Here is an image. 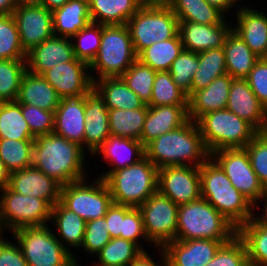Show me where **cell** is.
I'll return each mask as SVG.
<instances>
[{
  "label": "cell",
  "mask_w": 267,
  "mask_h": 266,
  "mask_svg": "<svg viewBox=\"0 0 267 266\" xmlns=\"http://www.w3.org/2000/svg\"><path fill=\"white\" fill-rule=\"evenodd\" d=\"M143 250L123 238H112L95 256L99 266H128Z\"/></svg>",
  "instance_id": "obj_40"
},
{
  "label": "cell",
  "mask_w": 267,
  "mask_h": 266,
  "mask_svg": "<svg viewBox=\"0 0 267 266\" xmlns=\"http://www.w3.org/2000/svg\"><path fill=\"white\" fill-rule=\"evenodd\" d=\"M147 110L148 108L110 109L108 112L110 135L141 141Z\"/></svg>",
  "instance_id": "obj_39"
},
{
  "label": "cell",
  "mask_w": 267,
  "mask_h": 266,
  "mask_svg": "<svg viewBox=\"0 0 267 266\" xmlns=\"http://www.w3.org/2000/svg\"><path fill=\"white\" fill-rule=\"evenodd\" d=\"M109 110L106 108L103 98L92 88L85 95V131L84 150L90 158L94 152L110 136L108 119Z\"/></svg>",
  "instance_id": "obj_23"
},
{
  "label": "cell",
  "mask_w": 267,
  "mask_h": 266,
  "mask_svg": "<svg viewBox=\"0 0 267 266\" xmlns=\"http://www.w3.org/2000/svg\"><path fill=\"white\" fill-rule=\"evenodd\" d=\"M22 115L28 123L30 132L35 137L54 132L55 111H48L37 106L22 104Z\"/></svg>",
  "instance_id": "obj_51"
},
{
  "label": "cell",
  "mask_w": 267,
  "mask_h": 266,
  "mask_svg": "<svg viewBox=\"0 0 267 266\" xmlns=\"http://www.w3.org/2000/svg\"><path fill=\"white\" fill-rule=\"evenodd\" d=\"M0 192L2 233H11L22 227L45 226L51 222L52 206L47 201L19 194L8 186Z\"/></svg>",
  "instance_id": "obj_9"
},
{
  "label": "cell",
  "mask_w": 267,
  "mask_h": 266,
  "mask_svg": "<svg viewBox=\"0 0 267 266\" xmlns=\"http://www.w3.org/2000/svg\"><path fill=\"white\" fill-rule=\"evenodd\" d=\"M111 239L105 217L87 221L80 249L95 256Z\"/></svg>",
  "instance_id": "obj_49"
},
{
  "label": "cell",
  "mask_w": 267,
  "mask_h": 266,
  "mask_svg": "<svg viewBox=\"0 0 267 266\" xmlns=\"http://www.w3.org/2000/svg\"><path fill=\"white\" fill-rule=\"evenodd\" d=\"M131 206L119 205L112 203L104 216L107 222V227L111 238L120 237L122 220L124 215L131 209Z\"/></svg>",
  "instance_id": "obj_55"
},
{
  "label": "cell",
  "mask_w": 267,
  "mask_h": 266,
  "mask_svg": "<svg viewBox=\"0 0 267 266\" xmlns=\"http://www.w3.org/2000/svg\"><path fill=\"white\" fill-rule=\"evenodd\" d=\"M261 211H263L267 215V206L263 208Z\"/></svg>",
  "instance_id": "obj_66"
},
{
  "label": "cell",
  "mask_w": 267,
  "mask_h": 266,
  "mask_svg": "<svg viewBox=\"0 0 267 266\" xmlns=\"http://www.w3.org/2000/svg\"><path fill=\"white\" fill-rule=\"evenodd\" d=\"M197 124L210 154L221 149L245 148L258 133L250 123L228 109L209 112Z\"/></svg>",
  "instance_id": "obj_7"
},
{
  "label": "cell",
  "mask_w": 267,
  "mask_h": 266,
  "mask_svg": "<svg viewBox=\"0 0 267 266\" xmlns=\"http://www.w3.org/2000/svg\"><path fill=\"white\" fill-rule=\"evenodd\" d=\"M49 226L22 227L10 235L19 244L28 266H72L73 254Z\"/></svg>",
  "instance_id": "obj_8"
},
{
  "label": "cell",
  "mask_w": 267,
  "mask_h": 266,
  "mask_svg": "<svg viewBox=\"0 0 267 266\" xmlns=\"http://www.w3.org/2000/svg\"><path fill=\"white\" fill-rule=\"evenodd\" d=\"M198 66V53L183 50L170 67L169 73L174 83L187 95V98L191 96V82Z\"/></svg>",
  "instance_id": "obj_47"
},
{
  "label": "cell",
  "mask_w": 267,
  "mask_h": 266,
  "mask_svg": "<svg viewBox=\"0 0 267 266\" xmlns=\"http://www.w3.org/2000/svg\"><path fill=\"white\" fill-rule=\"evenodd\" d=\"M244 4L234 13L233 30L257 56L267 57V13Z\"/></svg>",
  "instance_id": "obj_17"
},
{
  "label": "cell",
  "mask_w": 267,
  "mask_h": 266,
  "mask_svg": "<svg viewBox=\"0 0 267 266\" xmlns=\"http://www.w3.org/2000/svg\"><path fill=\"white\" fill-rule=\"evenodd\" d=\"M93 88L103 98L108 110L148 108V105L126 85L121 77L97 79L93 81Z\"/></svg>",
  "instance_id": "obj_30"
},
{
  "label": "cell",
  "mask_w": 267,
  "mask_h": 266,
  "mask_svg": "<svg viewBox=\"0 0 267 266\" xmlns=\"http://www.w3.org/2000/svg\"><path fill=\"white\" fill-rule=\"evenodd\" d=\"M227 20L226 18L221 24L215 25L179 21V35L184 50L199 53L223 47L228 34L233 29V23Z\"/></svg>",
  "instance_id": "obj_19"
},
{
  "label": "cell",
  "mask_w": 267,
  "mask_h": 266,
  "mask_svg": "<svg viewBox=\"0 0 267 266\" xmlns=\"http://www.w3.org/2000/svg\"><path fill=\"white\" fill-rule=\"evenodd\" d=\"M172 2L173 0H137L140 8H167Z\"/></svg>",
  "instance_id": "obj_58"
},
{
  "label": "cell",
  "mask_w": 267,
  "mask_h": 266,
  "mask_svg": "<svg viewBox=\"0 0 267 266\" xmlns=\"http://www.w3.org/2000/svg\"><path fill=\"white\" fill-rule=\"evenodd\" d=\"M145 156L159 169L169 166L200 167L209 157L197 122L160 135L145 147Z\"/></svg>",
  "instance_id": "obj_2"
},
{
  "label": "cell",
  "mask_w": 267,
  "mask_h": 266,
  "mask_svg": "<svg viewBox=\"0 0 267 266\" xmlns=\"http://www.w3.org/2000/svg\"><path fill=\"white\" fill-rule=\"evenodd\" d=\"M42 77L62 99L66 96L87 94L93 88L89 64L76 57L46 70Z\"/></svg>",
  "instance_id": "obj_16"
},
{
  "label": "cell",
  "mask_w": 267,
  "mask_h": 266,
  "mask_svg": "<svg viewBox=\"0 0 267 266\" xmlns=\"http://www.w3.org/2000/svg\"><path fill=\"white\" fill-rule=\"evenodd\" d=\"M233 77L225 74L188 98V118L197 122L203 115L226 109Z\"/></svg>",
  "instance_id": "obj_27"
},
{
  "label": "cell",
  "mask_w": 267,
  "mask_h": 266,
  "mask_svg": "<svg viewBox=\"0 0 267 266\" xmlns=\"http://www.w3.org/2000/svg\"><path fill=\"white\" fill-rule=\"evenodd\" d=\"M74 58L71 38L53 35L27 52L26 68L30 73L42 75L57 64L70 62Z\"/></svg>",
  "instance_id": "obj_22"
},
{
  "label": "cell",
  "mask_w": 267,
  "mask_h": 266,
  "mask_svg": "<svg viewBox=\"0 0 267 266\" xmlns=\"http://www.w3.org/2000/svg\"><path fill=\"white\" fill-rule=\"evenodd\" d=\"M223 50L227 74L233 78L245 79L260 58L233 29L226 38Z\"/></svg>",
  "instance_id": "obj_33"
},
{
  "label": "cell",
  "mask_w": 267,
  "mask_h": 266,
  "mask_svg": "<svg viewBox=\"0 0 267 266\" xmlns=\"http://www.w3.org/2000/svg\"><path fill=\"white\" fill-rule=\"evenodd\" d=\"M226 109L246 120L258 132L264 130L267 110L251 90L246 79H233Z\"/></svg>",
  "instance_id": "obj_25"
},
{
  "label": "cell",
  "mask_w": 267,
  "mask_h": 266,
  "mask_svg": "<svg viewBox=\"0 0 267 266\" xmlns=\"http://www.w3.org/2000/svg\"><path fill=\"white\" fill-rule=\"evenodd\" d=\"M234 6L236 5V7L238 6V3H242L243 0H229ZM241 1V2H240Z\"/></svg>",
  "instance_id": "obj_64"
},
{
  "label": "cell",
  "mask_w": 267,
  "mask_h": 266,
  "mask_svg": "<svg viewBox=\"0 0 267 266\" xmlns=\"http://www.w3.org/2000/svg\"><path fill=\"white\" fill-rule=\"evenodd\" d=\"M56 238L73 255L83 243L86 221L67 209L60 201L52 207L51 222ZM57 232V233H56ZM70 247V248H69Z\"/></svg>",
  "instance_id": "obj_28"
},
{
  "label": "cell",
  "mask_w": 267,
  "mask_h": 266,
  "mask_svg": "<svg viewBox=\"0 0 267 266\" xmlns=\"http://www.w3.org/2000/svg\"><path fill=\"white\" fill-rule=\"evenodd\" d=\"M15 8V0H0V15H12Z\"/></svg>",
  "instance_id": "obj_59"
},
{
  "label": "cell",
  "mask_w": 267,
  "mask_h": 266,
  "mask_svg": "<svg viewBox=\"0 0 267 266\" xmlns=\"http://www.w3.org/2000/svg\"><path fill=\"white\" fill-rule=\"evenodd\" d=\"M104 181L113 203L139 207L157 191L158 168L144 156L135 164L110 173Z\"/></svg>",
  "instance_id": "obj_5"
},
{
  "label": "cell",
  "mask_w": 267,
  "mask_h": 266,
  "mask_svg": "<svg viewBox=\"0 0 267 266\" xmlns=\"http://www.w3.org/2000/svg\"><path fill=\"white\" fill-rule=\"evenodd\" d=\"M238 229L206 199L179 205L176 240L231 241Z\"/></svg>",
  "instance_id": "obj_4"
},
{
  "label": "cell",
  "mask_w": 267,
  "mask_h": 266,
  "mask_svg": "<svg viewBox=\"0 0 267 266\" xmlns=\"http://www.w3.org/2000/svg\"><path fill=\"white\" fill-rule=\"evenodd\" d=\"M183 50L178 33L174 38L151 44L137 55V59L155 71H169L172 62Z\"/></svg>",
  "instance_id": "obj_37"
},
{
  "label": "cell",
  "mask_w": 267,
  "mask_h": 266,
  "mask_svg": "<svg viewBox=\"0 0 267 266\" xmlns=\"http://www.w3.org/2000/svg\"><path fill=\"white\" fill-rule=\"evenodd\" d=\"M155 251L161 260L155 261L147 250L142 251L128 266H168L167 257L163 247H156ZM161 261V262H160ZM158 262V263H157Z\"/></svg>",
  "instance_id": "obj_56"
},
{
  "label": "cell",
  "mask_w": 267,
  "mask_h": 266,
  "mask_svg": "<svg viewBox=\"0 0 267 266\" xmlns=\"http://www.w3.org/2000/svg\"><path fill=\"white\" fill-rule=\"evenodd\" d=\"M262 133L267 135V117H266L265 127H264V130L262 131Z\"/></svg>",
  "instance_id": "obj_65"
},
{
  "label": "cell",
  "mask_w": 267,
  "mask_h": 266,
  "mask_svg": "<svg viewBox=\"0 0 267 266\" xmlns=\"http://www.w3.org/2000/svg\"><path fill=\"white\" fill-rule=\"evenodd\" d=\"M10 172L7 170L4 162L0 158V190L8 186Z\"/></svg>",
  "instance_id": "obj_60"
},
{
  "label": "cell",
  "mask_w": 267,
  "mask_h": 266,
  "mask_svg": "<svg viewBox=\"0 0 267 266\" xmlns=\"http://www.w3.org/2000/svg\"><path fill=\"white\" fill-rule=\"evenodd\" d=\"M206 266H250L244 241L236 235L219 248Z\"/></svg>",
  "instance_id": "obj_48"
},
{
  "label": "cell",
  "mask_w": 267,
  "mask_h": 266,
  "mask_svg": "<svg viewBox=\"0 0 267 266\" xmlns=\"http://www.w3.org/2000/svg\"><path fill=\"white\" fill-rule=\"evenodd\" d=\"M8 187L19 194L43 199L53 207L60 201L62 186L32 165L10 173Z\"/></svg>",
  "instance_id": "obj_18"
},
{
  "label": "cell",
  "mask_w": 267,
  "mask_h": 266,
  "mask_svg": "<svg viewBox=\"0 0 267 266\" xmlns=\"http://www.w3.org/2000/svg\"><path fill=\"white\" fill-rule=\"evenodd\" d=\"M199 66L191 82V95L206 88L214 79L227 74L223 47L198 53Z\"/></svg>",
  "instance_id": "obj_36"
},
{
  "label": "cell",
  "mask_w": 267,
  "mask_h": 266,
  "mask_svg": "<svg viewBox=\"0 0 267 266\" xmlns=\"http://www.w3.org/2000/svg\"><path fill=\"white\" fill-rule=\"evenodd\" d=\"M178 208L158 190L139 206L146 237L154 249L176 240Z\"/></svg>",
  "instance_id": "obj_13"
},
{
  "label": "cell",
  "mask_w": 267,
  "mask_h": 266,
  "mask_svg": "<svg viewBox=\"0 0 267 266\" xmlns=\"http://www.w3.org/2000/svg\"><path fill=\"white\" fill-rule=\"evenodd\" d=\"M148 106L188 105L187 95L174 83L169 71H156Z\"/></svg>",
  "instance_id": "obj_42"
},
{
  "label": "cell",
  "mask_w": 267,
  "mask_h": 266,
  "mask_svg": "<svg viewBox=\"0 0 267 266\" xmlns=\"http://www.w3.org/2000/svg\"><path fill=\"white\" fill-rule=\"evenodd\" d=\"M26 60H0V102L16 101Z\"/></svg>",
  "instance_id": "obj_43"
},
{
  "label": "cell",
  "mask_w": 267,
  "mask_h": 266,
  "mask_svg": "<svg viewBox=\"0 0 267 266\" xmlns=\"http://www.w3.org/2000/svg\"><path fill=\"white\" fill-rule=\"evenodd\" d=\"M55 36L72 38L91 23L88 0H69L62 7L52 11Z\"/></svg>",
  "instance_id": "obj_31"
},
{
  "label": "cell",
  "mask_w": 267,
  "mask_h": 266,
  "mask_svg": "<svg viewBox=\"0 0 267 266\" xmlns=\"http://www.w3.org/2000/svg\"><path fill=\"white\" fill-rule=\"evenodd\" d=\"M86 152L54 133L39 135L34 140L32 165L64 186L89 176Z\"/></svg>",
  "instance_id": "obj_1"
},
{
  "label": "cell",
  "mask_w": 267,
  "mask_h": 266,
  "mask_svg": "<svg viewBox=\"0 0 267 266\" xmlns=\"http://www.w3.org/2000/svg\"><path fill=\"white\" fill-rule=\"evenodd\" d=\"M157 190L177 205L199 200V167L180 165L159 168Z\"/></svg>",
  "instance_id": "obj_14"
},
{
  "label": "cell",
  "mask_w": 267,
  "mask_h": 266,
  "mask_svg": "<svg viewBox=\"0 0 267 266\" xmlns=\"http://www.w3.org/2000/svg\"><path fill=\"white\" fill-rule=\"evenodd\" d=\"M170 8L179 21L215 25L226 19L220 10L206 0H173Z\"/></svg>",
  "instance_id": "obj_35"
},
{
  "label": "cell",
  "mask_w": 267,
  "mask_h": 266,
  "mask_svg": "<svg viewBox=\"0 0 267 266\" xmlns=\"http://www.w3.org/2000/svg\"><path fill=\"white\" fill-rule=\"evenodd\" d=\"M94 177L61 187L60 202L86 222L103 218L113 203L105 181L100 177Z\"/></svg>",
  "instance_id": "obj_11"
},
{
  "label": "cell",
  "mask_w": 267,
  "mask_h": 266,
  "mask_svg": "<svg viewBox=\"0 0 267 266\" xmlns=\"http://www.w3.org/2000/svg\"><path fill=\"white\" fill-rule=\"evenodd\" d=\"M13 15H0V60H26Z\"/></svg>",
  "instance_id": "obj_44"
},
{
  "label": "cell",
  "mask_w": 267,
  "mask_h": 266,
  "mask_svg": "<svg viewBox=\"0 0 267 266\" xmlns=\"http://www.w3.org/2000/svg\"><path fill=\"white\" fill-rule=\"evenodd\" d=\"M99 155H102L101 159L109 166V170L103 169L105 173L98 175L104 180L115 170L128 167L142 159L145 149L140 140L110 135L92 156L97 158Z\"/></svg>",
  "instance_id": "obj_24"
},
{
  "label": "cell",
  "mask_w": 267,
  "mask_h": 266,
  "mask_svg": "<svg viewBox=\"0 0 267 266\" xmlns=\"http://www.w3.org/2000/svg\"><path fill=\"white\" fill-rule=\"evenodd\" d=\"M210 157L221 167L232 185L257 210L267 206V190L255 174L245 148L217 150L212 152Z\"/></svg>",
  "instance_id": "obj_10"
},
{
  "label": "cell",
  "mask_w": 267,
  "mask_h": 266,
  "mask_svg": "<svg viewBox=\"0 0 267 266\" xmlns=\"http://www.w3.org/2000/svg\"><path fill=\"white\" fill-rule=\"evenodd\" d=\"M120 238L136 243L143 251L146 250L144 249V245L141 244L143 241H145L144 244L147 242L149 246L152 245L146 237L143 218L139 207H132L124 215L120 231Z\"/></svg>",
  "instance_id": "obj_52"
},
{
  "label": "cell",
  "mask_w": 267,
  "mask_h": 266,
  "mask_svg": "<svg viewBox=\"0 0 267 266\" xmlns=\"http://www.w3.org/2000/svg\"><path fill=\"white\" fill-rule=\"evenodd\" d=\"M199 172L201 198L206 199L237 229L257 214V208L232 185L211 157L199 167Z\"/></svg>",
  "instance_id": "obj_3"
},
{
  "label": "cell",
  "mask_w": 267,
  "mask_h": 266,
  "mask_svg": "<svg viewBox=\"0 0 267 266\" xmlns=\"http://www.w3.org/2000/svg\"><path fill=\"white\" fill-rule=\"evenodd\" d=\"M206 1L210 5H212L213 7L217 8L218 10H220L226 17L230 16L229 13L231 12V10H232L233 13H235V11L237 9L229 0H206ZM227 14L229 16H227Z\"/></svg>",
  "instance_id": "obj_57"
},
{
  "label": "cell",
  "mask_w": 267,
  "mask_h": 266,
  "mask_svg": "<svg viewBox=\"0 0 267 266\" xmlns=\"http://www.w3.org/2000/svg\"><path fill=\"white\" fill-rule=\"evenodd\" d=\"M69 0H41V5L46 7L49 11H53L62 7Z\"/></svg>",
  "instance_id": "obj_61"
},
{
  "label": "cell",
  "mask_w": 267,
  "mask_h": 266,
  "mask_svg": "<svg viewBox=\"0 0 267 266\" xmlns=\"http://www.w3.org/2000/svg\"><path fill=\"white\" fill-rule=\"evenodd\" d=\"M60 97L56 90L42 77L26 71L21 79L17 102L33 105L48 111H56Z\"/></svg>",
  "instance_id": "obj_29"
},
{
  "label": "cell",
  "mask_w": 267,
  "mask_h": 266,
  "mask_svg": "<svg viewBox=\"0 0 267 266\" xmlns=\"http://www.w3.org/2000/svg\"><path fill=\"white\" fill-rule=\"evenodd\" d=\"M245 149L255 174L267 190V136L258 132Z\"/></svg>",
  "instance_id": "obj_50"
},
{
  "label": "cell",
  "mask_w": 267,
  "mask_h": 266,
  "mask_svg": "<svg viewBox=\"0 0 267 266\" xmlns=\"http://www.w3.org/2000/svg\"><path fill=\"white\" fill-rule=\"evenodd\" d=\"M93 23L124 25L140 9L137 0H88Z\"/></svg>",
  "instance_id": "obj_34"
},
{
  "label": "cell",
  "mask_w": 267,
  "mask_h": 266,
  "mask_svg": "<svg viewBox=\"0 0 267 266\" xmlns=\"http://www.w3.org/2000/svg\"><path fill=\"white\" fill-rule=\"evenodd\" d=\"M245 79L260 103L267 110V57L259 58Z\"/></svg>",
  "instance_id": "obj_53"
},
{
  "label": "cell",
  "mask_w": 267,
  "mask_h": 266,
  "mask_svg": "<svg viewBox=\"0 0 267 266\" xmlns=\"http://www.w3.org/2000/svg\"><path fill=\"white\" fill-rule=\"evenodd\" d=\"M85 95L60 99L54 115V134L77 143L84 149Z\"/></svg>",
  "instance_id": "obj_20"
},
{
  "label": "cell",
  "mask_w": 267,
  "mask_h": 266,
  "mask_svg": "<svg viewBox=\"0 0 267 266\" xmlns=\"http://www.w3.org/2000/svg\"><path fill=\"white\" fill-rule=\"evenodd\" d=\"M230 241L193 239L174 240L167 243L165 251L168 266H206L215 256L219 248Z\"/></svg>",
  "instance_id": "obj_21"
},
{
  "label": "cell",
  "mask_w": 267,
  "mask_h": 266,
  "mask_svg": "<svg viewBox=\"0 0 267 266\" xmlns=\"http://www.w3.org/2000/svg\"><path fill=\"white\" fill-rule=\"evenodd\" d=\"M78 257L74 254L73 255V261H72V266H82L83 262L79 261ZM82 263V264H80ZM91 266H99L97 263H92Z\"/></svg>",
  "instance_id": "obj_63"
},
{
  "label": "cell",
  "mask_w": 267,
  "mask_h": 266,
  "mask_svg": "<svg viewBox=\"0 0 267 266\" xmlns=\"http://www.w3.org/2000/svg\"><path fill=\"white\" fill-rule=\"evenodd\" d=\"M155 75V70L137 59L121 78L145 104H148L152 98V87Z\"/></svg>",
  "instance_id": "obj_46"
},
{
  "label": "cell",
  "mask_w": 267,
  "mask_h": 266,
  "mask_svg": "<svg viewBox=\"0 0 267 266\" xmlns=\"http://www.w3.org/2000/svg\"><path fill=\"white\" fill-rule=\"evenodd\" d=\"M15 2H16V7L41 5V0H15Z\"/></svg>",
  "instance_id": "obj_62"
},
{
  "label": "cell",
  "mask_w": 267,
  "mask_h": 266,
  "mask_svg": "<svg viewBox=\"0 0 267 266\" xmlns=\"http://www.w3.org/2000/svg\"><path fill=\"white\" fill-rule=\"evenodd\" d=\"M0 138L35 140L22 115V104L17 101L0 102Z\"/></svg>",
  "instance_id": "obj_38"
},
{
  "label": "cell",
  "mask_w": 267,
  "mask_h": 266,
  "mask_svg": "<svg viewBox=\"0 0 267 266\" xmlns=\"http://www.w3.org/2000/svg\"><path fill=\"white\" fill-rule=\"evenodd\" d=\"M13 242L4 236L0 239V266H28L19 244Z\"/></svg>",
  "instance_id": "obj_54"
},
{
  "label": "cell",
  "mask_w": 267,
  "mask_h": 266,
  "mask_svg": "<svg viewBox=\"0 0 267 266\" xmlns=\"http://www.w3.org/2000/svg\"><path fill=\"white\" fill-rule=\"evenodd\" d=\"M3 235L5 236V234L0 231V239L3 237Z\"/></svg>",
  "instance_id": "obj_67"
},
{
  "label": "cell",
  "mask_w": 267,
  "mask_h": 266,
  "mask_svg": "<svg viewBox=\"0 0 267 266\" xmlns=\"http://www.w3.org/2000/svg\"><path fill=\"white\" fill-rule=\"evenodd\" d=\"M12 15L17 24L22 48L26 53L54 35L52 11L43 5L16 7Z\"/></svg>",
  "instance_id": "obj_15"
},
{
  "label": "cell",
  "mask_w": 267,
  "mask_h": 266,
  "mask_svg": "<svg viewBox=\"0 0 267 266\" xmlns=\"http://www.w3.org/2000/svg\"><path fill=\"white\" fill-rule=\"evenodd\" d=\"M188 120V105L148 106L141 134L143 146L160 135L180 128Z\"/></svg>",
  "instance_id": "obj_26"
},
{
  "label": "cell",
  "mask_w": 267,
  "mask_h": 266,
  "mask_svg": "<svg viewBox=\"0 0 267 266\" xmlns=\"http://www.w3.org/2000/svg\"><path fill=\"white\" fill-rule=\"evenodd\" d=\"M102 35V25L89 23L71 38L74 55L77 59L85 61L89 65L98 54Z\"/></svg>",
  "instance_id": "obj_45"
},
{
  "label": "cell",
  "mask_w": 267,
  "mask_h": 266,
  "mask_svg": "<svg viewBox=\"0 0 267 266\" xmlns=\"http://www.w3.org/2000/svg\"><path fill=\"white\" fill-rule=\"evenodd\" d=\"M238 229L247 248L250 266H267V215L261 211Z\"/></svg>",
  "instance_id": "obj_32"
},
{
  "label": "cell",
  "mask_w": 267,
  "mask_h": 266,
  "mask_svg": "<svg viewBox=\"0 0 267 266\" xmlns=\"http://www.w3.org/2000/svg\"><path fill=\"white\" fill-rule=\"evenodd\" d=\"M34 140L0 138V158L12 173L32 166Z\"/></svg>",
  "instance_id": "obj_41"
},
{
  "label": "cell",
  "mask_w": 267,
  "mask_h": 266,
  "mask_svg": "<svg viewBox=\"0 0 267 266\" xmlns=\"http://www.w3.org/2000/svg\"><path fill=\"white\" fill-rule=\"evenodd\" d=\"M136 60L137 54L127 25H102L100 48L89 65L92 81L121 77Z\"/></svg>",
  "instance_id": "obj_6"
},
{
  "label": "cell",
  "mask_w": 267,
  "mask_h": 266,
  "mask_svg": "<svg viewBox=\"0 0 267 266\" xmlns=\"http://www.w3.org/2000/svg\"><path fill=\"white\" fill-rule=\"evenodd\" d=\"M126 25L137 55L151 44L179 33V20L170 7L140 8Z\"/></svg>",
  "instance_id": "obj_12"
}]
</instances>
